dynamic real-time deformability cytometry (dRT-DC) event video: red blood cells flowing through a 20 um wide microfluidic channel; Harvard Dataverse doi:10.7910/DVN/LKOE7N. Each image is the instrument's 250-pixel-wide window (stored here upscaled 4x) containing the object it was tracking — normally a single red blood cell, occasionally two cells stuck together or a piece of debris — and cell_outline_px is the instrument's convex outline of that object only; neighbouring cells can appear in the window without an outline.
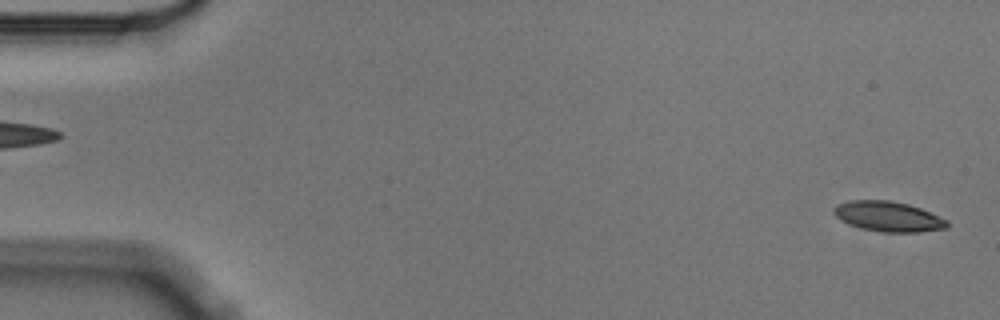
{"species": "Egyptian fruit bat (a non-hibernating species)", "species_latin": "Rousettus aegyptiacus", "temperature_condition": "cold", "stored_images_in_passage": 6, "camera_frame_rate_fps": 3000, "um_per_image_px": 0.085, "animal": {"sex": "male"}, "frame": {"image": 1, "passage_image": 6, "time_ms": 1.667, "image_size_px": [1000, 320], "cell_outline_px": [[948, 228], [920, 232], [880, 232], [860, 228], [848, 224], [840, 220], [832, 212], [832, 208], [836, 204], [848, 200], [892, 200], [908, 204], [920, 208], [948, 220]], "centroid_in_image_um": [75.46, 18.4], "position_along_channel_um": 9.5, "area_um2": 20.17}}